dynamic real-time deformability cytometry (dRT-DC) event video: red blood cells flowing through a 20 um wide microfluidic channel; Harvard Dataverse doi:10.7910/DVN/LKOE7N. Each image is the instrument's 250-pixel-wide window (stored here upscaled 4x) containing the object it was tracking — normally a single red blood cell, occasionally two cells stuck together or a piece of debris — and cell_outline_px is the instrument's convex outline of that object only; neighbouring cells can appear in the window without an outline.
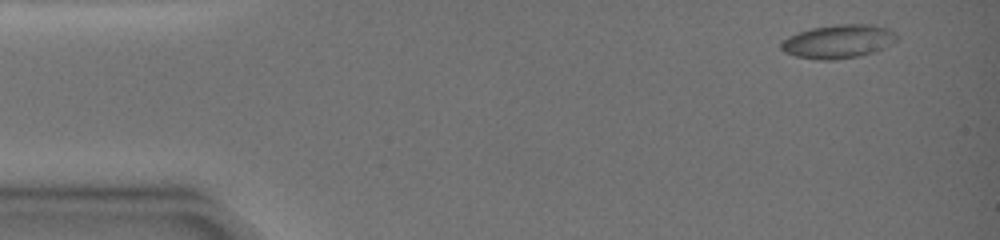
{"species": "common noctule bat (a hibernating species)", "species_latin": "Nyctalus noctula", "temperature_condition": "warm", "stored_images_in_passage": 6, "camera_frame_rate_fps": 3000, "um_per_image_px": 0.085, "animal": {"sex": "female", "body_mass_g": 19.0, "forearm_length_mm": 51.5}, "frame": {"image": 1, "passage_image": 4, "time_ms": 0.667, "image_size_px": [1000, 240], "cell_outline_px": [[900, 36], [892, 44], [876, 52], [860, 56], [836, 60], [820, 60], [796, 56], [784, 52], [780, 48], [780, 44], [788, 36], [812, 28], [836, 24], [872, 24], [888, 28], [896, 32]], "centroid_in_image_um": [71.31, 3.52], "position_along_channel_um": 13.7, "area_um2": 22.95}}